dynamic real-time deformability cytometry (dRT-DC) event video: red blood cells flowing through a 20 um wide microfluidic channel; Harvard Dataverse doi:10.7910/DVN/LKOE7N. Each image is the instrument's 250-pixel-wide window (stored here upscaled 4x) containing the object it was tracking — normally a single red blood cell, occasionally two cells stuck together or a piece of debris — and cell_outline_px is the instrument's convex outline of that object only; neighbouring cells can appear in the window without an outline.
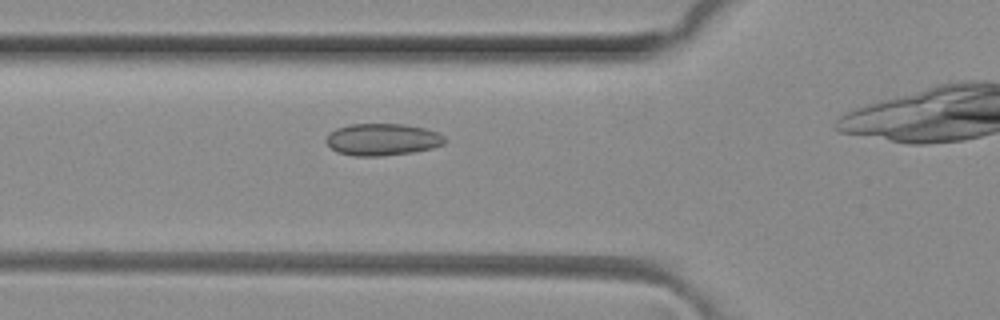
{"species": "common noctule bat (a hibernating species)", "species_latin": "Nyctalus noctula", "temperature_condition": "room temperature", "stored_images_in_passage": 31, "camera_frame_rate_fps": 3000, "um_per_image_px": 0.085, "animal": {"sex": "female", "body_mass_g": 29.2, "forearm_length_mm": 56.3}, "frame": {"image": 1, "passage_image": 6, "time_ms": 1.667, "image_size_px": [1000, 320], "cell_outline_px": [[448, 140], [444, 144], [432, 148], [412, 152], [380, 156], [352, 156], [336, 152], [324, 140], [336, 128], [348, 124], [404, 124], [424, 128], [436, 132], [444, 136]], "centroid_in_image_um": [32.5, 11.86], "position_along_channel_um": 93.3, "area_um2": 22.14}}
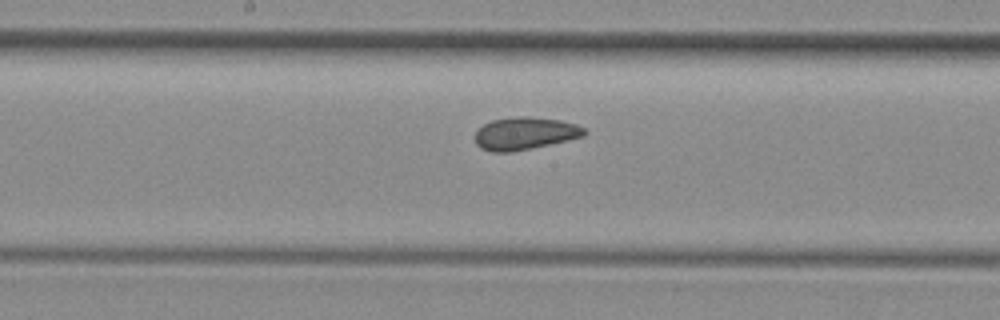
{"frame": {"image": 2, "passage_image": 14, "time_ms": 4.333, "image_size_px": [1000, 320], "cell_outline_px": [[588, 132], [584, 136], [532, 148], [512, 152], [492, 152], [480, 148], [476, 144], [476, 132], [484, 124], [492, 120], [520, 116], [528, 116], [560, 120], [576, 124], [584, 128]], "centroid_in_image_um": [44.62, 11.34], "position_along_channel_um": 203.6, "area_um2": 20.63}}
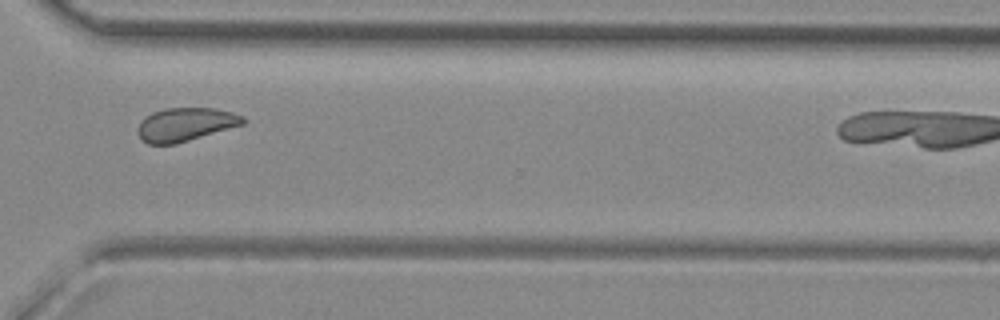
{"frame": {"image": 3, "passage_image": 25, "time_ms": 8.0, "image_size_px": [1000, 320], "cell_outline_px": [[248, 120], [244, 124], [176, 144], [148, 144], [140, 140], [136, 132], [136, 128], [140, 120], [144, 116], [152, 112], [164, 108], [212, 108], [232, 112], [244, 116]], "centroid_in_image_um": [15.71, 10.58], "position_along_channel_um": 354.9, "area_um2": 20.87}, "authors_computed_cell_mechanics": {"area_um2": 20.6346, "velocity_mm_per_s": 4.1318, "shape_relaxation_time_tau1_ms": null, "shape_relaxation_time_tau2_ms": 1.774, "deformation_change_tau1": null, "deformation_change_tau2": 0.0656}}